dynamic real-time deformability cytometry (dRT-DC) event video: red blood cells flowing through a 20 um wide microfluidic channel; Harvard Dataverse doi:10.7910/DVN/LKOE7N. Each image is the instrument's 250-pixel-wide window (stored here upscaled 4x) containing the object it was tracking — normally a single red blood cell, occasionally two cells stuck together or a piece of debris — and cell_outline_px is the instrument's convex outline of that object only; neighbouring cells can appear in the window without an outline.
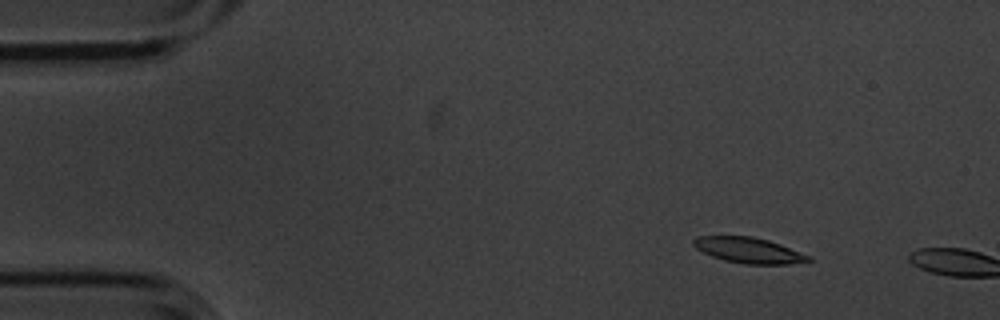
{"species": "common noctule bat (a hibernating species)", "species_latin": "Nyctalus noctula", "temperature_condition": "cold", "stored_images_in_passage": 3, "camera_frame_rate_fps": 3000, "um_per_image_px": 0.085, "animal": {"sex": "male", "body_mass_g": 20.1, "forearm_length_mm": 53.5}, "frame": {"image": 1, "passage_image": 2, "time_ms": 0.333, "image_size_px": [1000, 320], "cell_outline_px": [[812, 260], [788, 264], [744, 264], [724, 260], [712, 256], [696, 248], [692, 244], [692, 240], [696, 236], [752, 236], [768, 240], [780, 244], [812, 256]], "centroid_in_image_um": [63.64, 21.27], "position_along_channel_um": 21.4, "area_um2": 17.17}}